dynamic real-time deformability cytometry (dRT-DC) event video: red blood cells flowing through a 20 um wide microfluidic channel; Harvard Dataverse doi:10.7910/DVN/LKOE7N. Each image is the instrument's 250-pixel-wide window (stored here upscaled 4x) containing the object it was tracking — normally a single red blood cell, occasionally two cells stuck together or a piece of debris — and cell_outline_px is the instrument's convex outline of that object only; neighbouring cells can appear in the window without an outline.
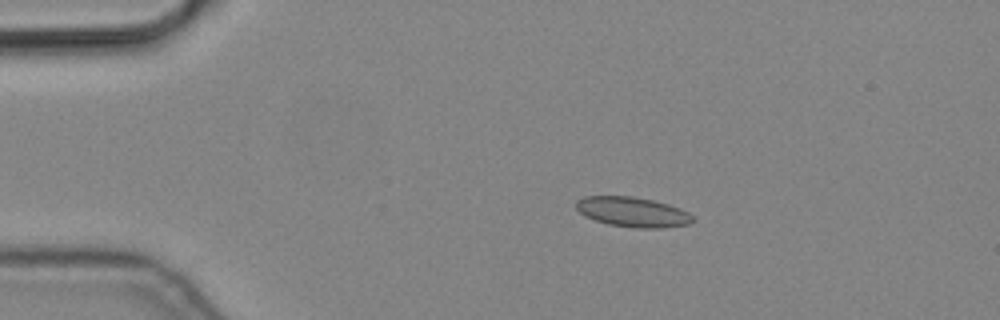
{"species": "common noctule bat (a hibernating species)", "species_latin": "Nyctalus noctula", "temperature_condition": "cold", "stored_images_in_passage": 4, "camera_frame_rate_fps": 3000, "um_per_image_px": 0.085, "animal": {"sex": "male", "body_mass_g": 19.2, "forearm_length_mm": 51.8}, "frame": {"image": 1, "passage_image": 3, "time_ms": 0.667, "image_size_px": [1000, 320], "cell_outline_px": [[696, 220], [688, 224], [660, 228], [636, 228], [608, 224], [584, 216], [576, 208], [576, 200], [584, 196], [632, 196], [652, 200], [668, 204], [680, 208], [688, 212]], "centroid_in_image_um": [53.77, 18.01], "position_along_channel_um": 31.2, "area_um2": 20.35}}